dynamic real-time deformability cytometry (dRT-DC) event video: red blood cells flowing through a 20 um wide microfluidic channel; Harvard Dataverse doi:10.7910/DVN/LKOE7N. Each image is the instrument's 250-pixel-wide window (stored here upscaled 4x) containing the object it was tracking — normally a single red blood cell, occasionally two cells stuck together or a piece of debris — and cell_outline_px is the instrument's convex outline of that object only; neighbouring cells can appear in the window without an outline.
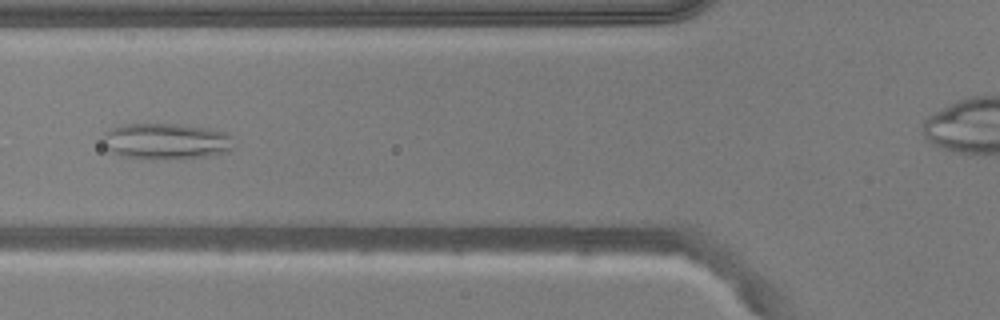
{"species": "common noctule bat (a hibernating species)", "species_latin": "Nyctalus noctula", "temperature_condition": "warm", "stored_images_in_passage": 49, "camera_frame_rate_fps": 3000, "um_per_image_px": 0.085, "animal": {"sex": "male", "body_mass_g": 20.5, "forearm_length_mm": 52.5}, "frame": {"image": 1, "passage_image": 16, "time_ms": 5.0, "image_size_px": [1000, 320], "cell_outline_px": [[232, 148], [224, 152], [204, 156], [120, 156], [108, 148], [100, 140], [104, 132], [112, 128], [124, 124], [176, 124], [208, 128], [228, 132]], "centroid_in_image_um": [14.07, 11.94], "position_along_channel_um": 111.7, "area_um2": 26.18}}
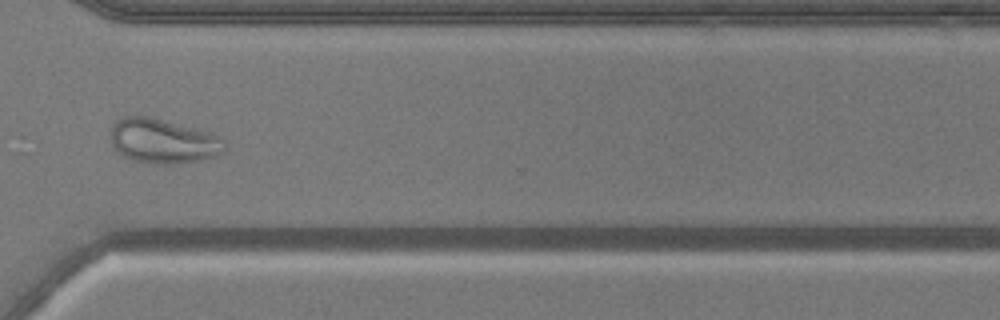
{"frame": {"image": 2, "passage_image": 35, "time_ms": 11.333, "image_size_px": [1000, 320], "cell_outline_px": [[224, 152], [200, 160], [168, 164], [156, 164], [136, 160], [124, 156], [112, 144], [112, 128], [116, 120], [124, 116], [136, 112], [212, 132], [220, 136], [224, 140]], "centroid_in_image_um": [13.86, 11.93], "position_along_channel_um": 356.7, "area_um2": 29.82}}
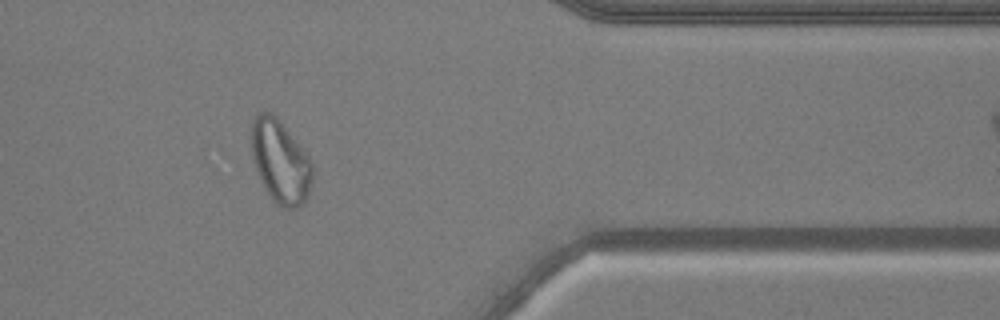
{"frame": {"image": 3, "passage_image": 39, "time_ms": 12.667, "image_size_px": [1000, 320], "cell_outline_px": [[312, 184], [308, 196], [296, 208], [284, 208], [276, 204], [272, 200], [264, 188], [260, 180], [252, 160], [252, 120], [256, 112], [272, 112], [276, 116], [308, 156], [312, 164]], "centroid_in_image_um": [23.81, 13.74], "position_along_channel_um": 387.6, "area_um2": 29.48}, "authors_computed_cell_mechanics": {"area_um2": 29.9404, "velocity_mm_per_s": 3.8749, "shape_relaxation_time_tau1_ms": null, "shape_relaxation_time_tau2_ms": 1.2751, "deformation_change_tau1": null, "deformation_change_tau2": 0.0814}}